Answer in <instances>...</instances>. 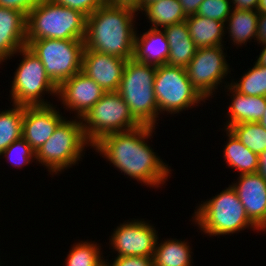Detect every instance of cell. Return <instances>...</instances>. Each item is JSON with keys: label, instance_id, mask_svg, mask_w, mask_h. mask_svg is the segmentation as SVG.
<instances>
[{"label": "cell", "instance_id": "obj_27", "mask_svg": "<svg viewBox=\"0 0 266 266\" xmlns=\"http://www.w3.org/2000/svg\"><path fill=\"white\" fill-rule=\"evenodd\" d=\"M10 107L0 109V154L14 141L22 138L24 106L11 104Z\"/></svg>", "mask_w": 266, "mask_h": 266}, {"label": "cell", "instance_id": "obj_26", "mask_svg": "<svg viewBox=\"0 0 266 266\" xmlns=\"http://www.w3.org/2000/svg\"><path fill=\"white\" fill-rule=\"evenodd\" d=\"M102 251L101 244L96 241H76L66 254L64 266H102L105 264Z\"/></svg>", "mask_w": 266, "mask_h": 266}, {"label": "cell", "instance_id": "obj_35", "mask_svg": "<svg viewBox=\"0 0 266 266\" xmlns=\"http://www.w3.org/2000/svg\"><path fill=\"white\" fill-rule=\"evenodd\" d=\"M257 46L266 43V14L259 13L256 33Z\"/></svg>", "mask_w": 266, "mask_h": 266}, {"label": "cell", "instance_id": "obj_40", "mask_svg": "<svg viewBox=\"0 0 266 266\" xmlns=\"http://www.w3.org/2000/svg\"><path fill=\"white\" fill-rule=\"evenodd\" d=\"M262 48L259 55L256 56V63L266 67V43L260 45Z\"/></svg>", "mask_w": 266, "mask_h": 266}, {"label": "cell", "instance_id": "obj_7", "mask_svg": "<svg viewBox=\"0 0 266 266\" xmlns=\"http://www.w3.org/2000/svg\"><path fill=\"white\" fill-rule=\"evenodd\" d=\"M20 56V63L13 73V80L10 81L9 96L11 104L19 106H46L53 104L50 100L44 99L45 95L57 98L58 87L46 74L41 60L27 47L18 50L12 57ZM22 56V57H21Z\"/></svg>", "mask_w": 266, "mask_h": 266}, {"label": "cell", "instance_id": "obj_5", "mask_svg": "<svg viewBox=\"0 0 266 266\" xmlns=\"http://www.w3.org/2000/svg\"><path fill=\"white\" fill-rule=\"evenodd\" d=\"M157 66L126 61L117 92L128 105L134 118L141 124L157 128L160 114L154 93Z\"/></svg>", "mask_w": 266, "mask_h": 266}, {"label": "cell", "instance_id": "obj_43", "mask_svg": "<svg viewBox=\"0 0 266 266\" xmlns=\"http://www.w3.org/2000/svg\"><path fill=\"white\" fill-rule=\"evenodd\" d=\"M258 123L264 127V129L266 130V108L264 111V114L262 116V118L258 121Z\"/></svg>", "mask_w": 266, "mask_h": 266}, {"label": "cell", "instance_id": "obj_4", "mask_svg": "<svg viewBox=\"0 0 266 266\" xmlns=\"http://www.w3.org/2000/svg\"><path fill=\"white\" fill-rule=\"evenodd\" d=\"M57 126L51 137L36 151L37 165L47 169L49 175L59 176L85 158L86 148L93 147L85 137L79 118H68ZM84 154V155H83ZM54 175V176H53Z\"/></svg>", "mask_w": 266, "mask_h": 266}, {"label": "cell", "instance_id": "obj_1", "mask_svg": "<svg viewBox=\"0 0 266 266\" xmlns=\"http://www.w3.org/2000/svg\"><path fill=\"white\" fill-rule=\"evenodd\" d=\"M156 128L141 125L138 128L112 133L96 142L92 149L115 170L147 188H161L172 176L171 167L150 145Z\"/></svg>", "mask_w": 266, "mask_h": 266}, {"label": "cell", "instance_id": "obj_17", "mask_svg": "<svg viewBox=\"0 0 266 266\" xmlns=\"http://www.w3.org/2000/svg\"><path fill=\"white\" fill-rule=\"evenodd\" d=\"M26 21L22 12L0 7V66L26 46Z\"/></svg>", "mask_w": 266, "mask_h": 266}, {"label": "cell", "instance_id": "obj_2", "mask_svg": "<svg viewBox=\"0 0 266 266\" xmlns=\"http://www.w3.org/2000/svg\"><path fill=\"white\" fill-rule=\"evenodd\" d=\"M138 14L131 7L109 3L101 6L87 17L85 49L125 60L133 59Z\"/></svg>", "mask_w": 266, "mask_h": 266}, {"label": "cell", "instance_id": "obj_42", "mask_svg": "<svg viewBox=\"0 0 266 266\" xmlns=\"http://www.w3.org/2000/svg\"><path fill=\"white\" fill-rule=\"evenodd\" d=\"M158 0H140V12L149 4H151L152 2H155Z\"/></svg>", "mask_w": 266, "mask_h": 266}, {"label": "cell", "instance_id": "obj_8", "mask_svg": "<svg viewBox=\"0 0 266 266\" xmlns=\"http://www.w3.org/2000/svg\"><path fill=\"white\" fill-rule=\"evenodd\" d=\"M154 93L157 100L160 118L167 114L176 116L183 111L197 108L206 99L193 86L188 78L186 68L169 66L167 64L157 66L154 80ZM162 114V115H161Z\"/></svg>", "mask_w": 266, "mask_h": 266}, {"label": "cell", "instance_id": "obj_29", "mask_svg": "<svg viewBox=\"0 0 266 266\" xmlns=\"http://www.w3.org/2000/svg\"><path fill=\"white\" fill-rule=\"evenodd\" d=\"M228 129L255 154L266 150V130L258 122L239 123Z\"/></svg>", "mask_w": 266, "mask_h": 266}, {"label": "cell", "instance_id": "obj_36", "mask_svg": "<svg viewBox=\"0 0 266 266\" xmlns=\"http://www.w3.org/2000/svg\"><path fill=\"white\" fill-rule=\"evenodd\" d=\"M178 1L182 5V9L185 15L188 17L191 15H196L200 4L204 0H178Z\"/></svg>", "mask_w": 266, "mask_h": 266}, {"label": "cell", "instance_id": "obj_41", "mask_svg": "<svg viewBox=\"0 0 266 266\" xmlns=\"http://www.w3.org/2000/svg\"><path fill=\"white\" fill-rule=\"evenodd\" d=\"M257 11L258 13L266 14V0H259Z\"/></svg>", "mask_w": 266, "mask_h": 266}, {"label": "cell", "instance_id": "obj_22", "mask_svg": "<svg viewBox=\"0 0 266 266\" xmlns=\"http://www.w3.org/2000/svg\"><path fill=\"white\" fill-rule=\"evenodd\" d=\"M224 131L226 142L223 145V157L228 168L238 172L237 175L252 174L258 172L259 155L249 150L235 135L227 128H219Z\"/></svg>", "mask_w": 266, "mask_h": 266}, {"label": "cell", "instance_id": "obj_24", "mask_svg": "<svg viewBox=\"0 0 266 266\" xmlns=\"http://www.w3.org/2000/svg\"><path fill=\"white\" fill-rule=\"evenodd\" d=\"M185 21L197 48L226 45L225 23L199 15L188 16Z\"/></svg>", "mask_w": 266, "mask_h": 266}, {"label": "cell", "instance_id": "obj_31", "mask_svg": "<svg viewBox=\"0 0 266 266\" xmlns=\"http://www.w3.org/2000/svg\"><path fill=\"white\" fill-rule=\"evenodd\" d=\"M232 11L230 0H204L196 15L226 23Z\"/></svg>", "mask_w": 266, "mask_h": 266}, {"label": "cell", "instance_id": "obj_23", "mask_svg": "<svg viewBox=\"0 0 266 266\" xmlns=\"http://www.w3.org/2000/svg\"><path fill=\"white\" fill-rule=\"evenodd\" d=\"M158 236L153 255V266H193V246L185 239Z\"/></svg>", "mask_w": 266, "mask_h": 266}, {"label": "cell", "instance_id": "obj_30", "mask_svg": "<svg viewBox=\"0 0 266 266\" xmlns=\"http://www.w3.org/2000/svg\"><path fill=\"white\" fill-rule=\"evenodd\" d=\"M7 159L6 162L10 163L15 169L24 168L28 165L36 163V152L22 137L9 145L1 154L0 159Z\"/></svg>", "mask_w": 266, "mask_h": 266}, {"label": "cell", "instance_id": "obj_12", "mask_svg": "<svg viewBox=\"0 0 266 266\" xmlns=\"http://www.w3.org/2000/svg\"><path fill=\"white\" fill-rule=\"evenodd\" d=\"M151 220L144 218H132L123 222L113 229L109 236V253H117L114 257L144 256L152 257L159 236L158 231L150 223Z\"/></svg>", "mask_w": 266, "mask_h": 266}, {"label": "cell", "instance_id": "obj_44", "mask_svg": "<svg viewBox=\"0 0 266 266\" xmlns=\"http://www.w3.org/2000/svg\"><path fill=\"white\" fill-rule=\"evenodd\" d=\"M260 233L262 232H264V233H266V223L260 228V231H259Z\"/></svg>", "mask_w": 266, "mask_h": 266}, {"label": "cell", "instance_id": "obj_13", "mask_svg": "<svg viewBox=\"0 0 266 266\" xmlns=\"http://www.w3.org/2000/svg\"><path fill=\"white\" fill-rule=\"evenodd\" d=\"M105 94V91L82 71L65 80L58 87L56 101H60L64 112L74 113L81 119Z\"/></svg>", "mask_w": 266, "mask_h": 266}, {"label": "cell", "instance_id": "obj_39", "mask_svg": "<svg viewBox=\"0 0 266 266\" xmlns=\"http://www.w3.org/2000/svg\"><path fill=\"white\" fill-rule=\"evenodd\" d=\"M258 173L266 181V150L259 155Z\"/></svg>", "mask_w": 266, "mask_h": 266}, {"label": "cell", "instance_id": "obj_3", "mask_svg": "<svg viewBox=\"0 0 266 266\" xmlns=\"http://www.w3.org/2000/svg\"><path fill=\"white\" fill-rule=\"evenodd\" d=\"M190 222L197 226L204 237L220 238L226 235L252 230L259 233L260 229L248 218L245 208L240 202L236 190L230 185L220 193L197 204Z\"/></svg>", "mask_w": 266, "mask_h": 266}, {"label": "cell", "instance_id": "obj_33", "mask_svg": "<svg viewBox=\"0 0 266 266\" xmlns=\"http://www.w3.org/2000/svg\"><path fill=\"white\" fill-rule=\"evenodd\" d=\"M108 257H109L108 255L105 256L106 266H153L152 257L123 256V257H114L112 258L113 261L112 260L108 261L107 259Z\"/></svg>", "mask_w": 266, "mask_h": 266}, {"label": "cell", "instance_id": "obj_20", "mask_svg": "<svg viewBox=\"0 0 266 266\" xmlns=\"http://www.w3.org/2000/svg\"><path fill=\"white\" fill-rule=\"evenodd\" d=\"M169 43L167 65L186 68L195 56L197 47L190 37L186 21L162 29Z\"/></svg>", "mask_w": 266, "mask_h": 266}, {"label": "cell", "instance_id": "obj_28", "mask_svg": "<svg viewBox=\"0 0 266 266\" xmlns=\"http://www.w3.org/2000/svg\"><path fill=\"white\" fill-rule=\"evenodd\" d=\"M247 70L238 80L232 75L229 85L238 93L266 97V67L254 61L253 67L251 65Z\"/></svg>", "mask_w": 266, "mask_h": 266}, {"label": "cell", "instance_id": "obj_38", "mask_svg": "<svg viewBox=\"0 0 266 266\" xmlns=\"http://www.w3.org/2000/svg\"><path fill=\"white\" fill-rule=\"evenodd\" d=\"M109 4L113 6H126L136 9L140 14V0H111Z\"/></svg>", "mask_w": 266, "mask_h": 266}, {"label": "cell", "instance_id": "obj_15", "mask_svg": "<svg viewBox=\"0 0 266 266\" xmlns=\"http://www.w3.org/2000/svg\"><path fill=\"white\" fill-rule=\"evenodd\" d=\"M127 60L117 56L84 49L81 71L105 92L117 91Z\"/></svg>", "mask_w": 266, "mask_h": 266}, {"label": "cell", "instance_id": "obj_11", "mask_svg": "<svg viewBox=\"0 0 266 266\" xmlns=\"http://www.w3.org/2000/svg\"><path fill=\"white\" fill-rule=\"evenodd\" d=\"M227 54L225 45L197 48L195 56L186 67L193 86L210 102L217 92L223 91V87L230 84L227 79L231 78L234 69L230 68L232 66L226 59Z\"/></svg>", "mask_w": 266, "mask_h": 266}, {"label": "cell", "instance_id": "obj_9", "mask_svg": "<svg viewBox=\"0 0 266 266\" xmlns=\"http://www.w3.org/2000/svg\"><path fill=\"white\" fill-rule=\"evenodd\" d=\"M81 122L85 137L92 146L106 135L141 126L117 91L105 92Z\"/></svg>", "mask_w": 266, "mask_h": 266}, {"label": "cell", "instance_id": "obj_34", "mask_svg": "<svg viewBox=\"0 0 266 266\" xmlns=\"http://www.w3.org/2000/svg\"><path fill=\"white\" fill-rule=\"evenodd\" d=\"M42 0H0V7L10 8L22 12L27 15L41 2Z\"/></svg>", "mask_w": 266, "mask_h": 266}, {"label": "cell", "instance_id": "obj_10", "mask_svg": "<svg viewBox=\"0 0 266 266\" xmlns=\"http://www.w3.org/2000/svg\"><path fill=\"white\" fill-rule=\"evenodd\" d=\"M26 46L41 60L46 74L57 87L81 71L84 40L40 39L26 41Z\"/></svg>", "mask_w": 266, "mask_h": 266}, {"label": "cell", "instance_id": "obj_6", "mask_svg": "<svg viewBox=\"0 0 266 266\" xmlns=\"http://www.w3.org/2000/svg\"><path fill=\"white\" fill-rule=\"evenodd\" d=\"M87 16L78 10L42 0L28 15L26 41L84 40Z\"/></svg>", "mask_w": 266, "mask_h": 266}, {"label": "cell", "instance_id": "obj_18", "mask_svg": "<svg viewBox=\"0 0 266 266\" xmlns=\"http://www.w3.org/2000/svg\"><path fill=\"white\" fill-rule=\"evenodd\" d=\"M223 89L225 94L229 92L226 95L231 99H229V103L227 102L229 105L226 106V122H223V128L228 129L231 125L239 123L258 122L262 118L266 108V97L238 93L230 85Z\"/></svg>", "mask_w": 266, "mask_h": 266}, {"label": "cell", "instance_id": "obj_16", "mask_svg": "<svg viewBox=\"0 0 266 266\" xmlns=\"http://www.w3.org/2000/svg\"><path fill=\"white\" fill-rule=\"evenodd\" d=\"M248 218L260 229L266 223V181L257 172L238 175L231 183Z\"/></svg>", "mask_w": 266, "mask_h": 266}, {"label": "cell", "instance_id": "obj_14", "mask_svg": "<svg viewBox=\"0 0 266 266\" xmlns=\"http://www.w3.org/2000/svg\"><path fill=\"white\" fill-rule=\"evenodd\" d=\"M54 104L26 106L22 120V137L36 152L66 118ZM57 108V109H56Z\"/></svg>", "mask_w": 266, "mask_h": 266}, {"label": "cell", "instance_id": "obj_32", "mask_svg": "<svg viewBox=\"0 0 266 266\" xmlns=\"http://www.w3.org/2000/svg\"><path fill=\"white\" fill-rule=\"evenodd\" d=\"M61 6L75 9L86 15L87 17L95 12L98 8L105 5L104 0H50Z\"/></svg>", "mask_w": 266, "mask_h": 266}, {"label": "cell", "instance_id": "obj_21", "mask_svg": "<svg viewBox=\"0 0 266 266\" xmlns=\"http://www.w3.org/2000/svg\"><path fill=\"white\" fill-rule=\"evenodd\" d=\"M258 15L257 10L232 9L225 23V33L228 34L225 43L229 40L232 46L242 49L248 42H256Z\"/></svg>", "mask_w": 266, "mask_h": 266}, {"label": "cell", "instance_id": "obj_19", "mask_svg": "<svg viewBox=\"0 0 266 266\" xmlns=\"http://www.w3.org/2000/svg\"><path fill=\"white\" fill-rule=\"evenodd\" d=\"M169 51V43L162 29L148 28L144 32L140 31V34L136 30L133 53L135 61L154 66L165 65Z\"/></svg>", "mask_w": 266, "mask_h": 266}, {"label": "cell", "instance_id": "obj_37", "mask_svg": "<svg viewBox=\"0 0 266 266\" xmlns=\"http://www.w3.org/2000/svg\"><path fill=\"white\" fill-rule=\"evenodd\" d=\"M232 9L257 10L259 0H230Z\"/></svg>", "mask_w": 266, "mask_h": 266}, {"label": "cell", "instance_id": "obj_25", "mask_svg": "<svg viewBox=\"0 0 266 266\" xmlns=\"http://www.w3.org/2000/svg\"><path fill=\"white\" fill-rule=\"evenodd\" d=\"M140 13L145 15L149 28L163 29L186 20L178 0H158L147 5ZM151 24V25H150Z\"/></svg>", "mask_w": 266, "mask_h": 266}]
</instances>
